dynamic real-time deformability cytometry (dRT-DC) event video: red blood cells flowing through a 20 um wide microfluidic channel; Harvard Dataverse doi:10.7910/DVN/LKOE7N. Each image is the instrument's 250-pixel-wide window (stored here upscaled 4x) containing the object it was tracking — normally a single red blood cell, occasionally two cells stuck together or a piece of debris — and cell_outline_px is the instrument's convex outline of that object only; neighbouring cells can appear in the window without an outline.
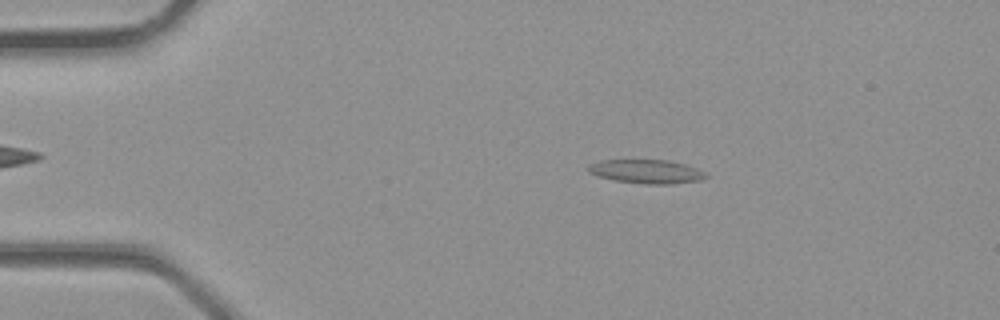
{"species": "common noctule bat (a hibernating species)", "species_latin": "Nyctalus noctula", "temperature_condition": "room temperature", "stored_images_in_passage": 1, "camera_frame_rate_fps": 3000, "um_per_image_px": 0.085, "animal": {"sex": "male", "body_mass_g": 23.1, "forearm_length_mm": 52.7}, "frame": {"image": 1, "passage_image": 1, "time_ms": 0.0, "image_size_px": [1000, 320], "cell_outline_px": [[708, 176], [700, 180], [672, 184], [644, 184], [616, 180], [600, 176], [588, 172], [588, 164], [600, 160], [668, 160], [684, 164], [696, 168], [704, 172]], "centroid_in_image_um": [54.95, 14.57], "position_along_channel_um": 30.1, "area_um2": 16.18}}